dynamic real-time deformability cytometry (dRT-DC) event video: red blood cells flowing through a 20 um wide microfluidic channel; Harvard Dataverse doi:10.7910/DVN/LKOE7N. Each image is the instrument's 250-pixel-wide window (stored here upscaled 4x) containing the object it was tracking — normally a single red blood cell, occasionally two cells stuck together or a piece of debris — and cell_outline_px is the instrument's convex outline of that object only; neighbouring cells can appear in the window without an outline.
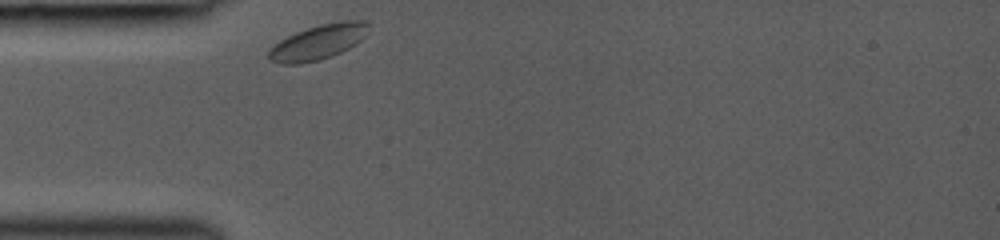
{"species": "common noctule bat (a hibernating species)", "species_latin": "Nyctalus noctula", "temperature_condition": "room temperature", "stored_images_in_passage": 25, "camera_frame_rate_fps": 3000, "um_per_image_px": 0.085, "animal": {"sex": "female", "body_mass_g": 19.0, "forearm_length_mm": 53.3}, "frame": {"image": 1, "passage_image": 1, "time_ms": 0.0, "image_size_px": [1000, 240], "cell_outline_px": [[368, 24], [364, 36], [356, 44], [332, 56], [320, 60], [300, 64], [280, 64], [268, 60], [268, 52], [272, 44], [296, 32], [320, 24], [344, 20], [360, 20]], "centroid_in_image_um": [26.98, 3.6], "position_along_channel_um": 58.0, "area_um2": 20.23}}
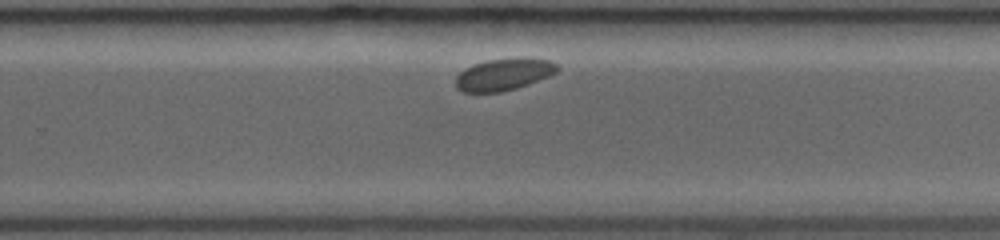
{"frame": {"image": 2, "passage_image": 15, "time_ms": 6.0, "image_size_px": [1000, 240], "cell_outline_px": [[560, 68], [556, 72], [548, 76], [528, 84], [516, 88], [500, 92], [464, 92], [456, 88], [456, 76], [464, 68], [488, 60], [552, 60], [560, 64]], "centroid_in_image_um": [42.8, 6.36], "position_along_channel_um": 287.0, "area_um2": 18.26}}
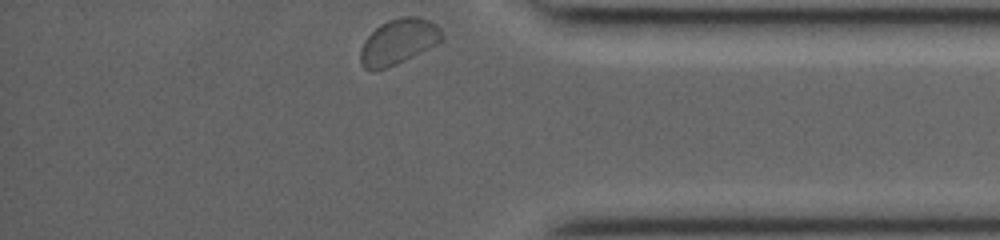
{"frame": {"image": 3, "passage_image": 25, "time_ms": 9.0, "image_size_px": [1000, 240], "cell_outline_px": [[444, 40], [440, 44], [396, 64], [384, 68], [364, 68], [360, 64], [360, 48], [364, 40], [380, 24], [388, 20], [400, 16], [420, 16], [436, 24], [444, 32]], "centroid_in_image_um": [33.93, 3.51], "position_along_channel_um": 401.3, "area_um2": 21.79}}